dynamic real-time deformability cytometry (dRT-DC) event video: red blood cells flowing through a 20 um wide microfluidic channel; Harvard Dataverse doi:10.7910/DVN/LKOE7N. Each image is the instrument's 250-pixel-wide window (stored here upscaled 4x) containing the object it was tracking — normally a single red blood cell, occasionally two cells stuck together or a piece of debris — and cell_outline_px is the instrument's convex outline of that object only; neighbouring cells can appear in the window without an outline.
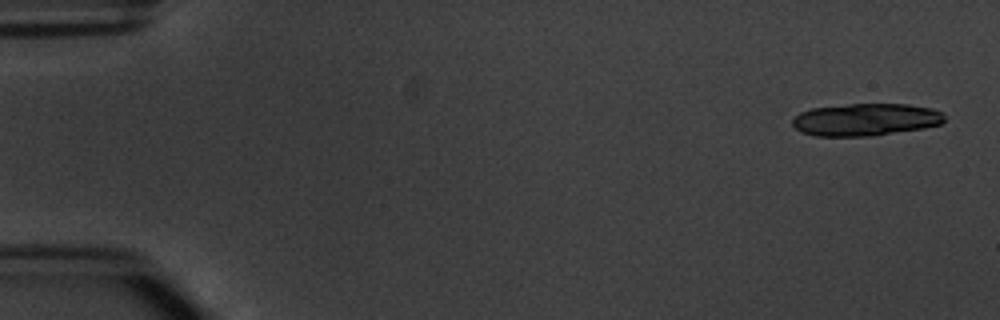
{"species": "common noctule bat (a hibernating species)", "species_latin": "Nyctalus noctula", "temperature_condition": "warm", "stored_images_in_passage": 4, "camera_frame_rate_fps": 3000, "um_per_image_px": 0.085, "animal": {"sex": "male", "body_mass_g": 20.1, "forearm_length_mm": 53.5}, "frame": {"image": 1, "passage_image": 1, "time_ms": 0.0, "image_size_px": [1000, 320], "cell_outline_px": [[944, 120], [940, 124], [924, 128], [872, 136], [816, 136], [800, 132], [792, 124], [792, 120], [800, 112], [812, 108], [848, 104], [908, 104], [932, 108], [940, 112], [944, 116]], "centroid_in_image_um": [73.56, 10.17], "position_along_channel_um": 11.4, "area_um2": 28.67}}